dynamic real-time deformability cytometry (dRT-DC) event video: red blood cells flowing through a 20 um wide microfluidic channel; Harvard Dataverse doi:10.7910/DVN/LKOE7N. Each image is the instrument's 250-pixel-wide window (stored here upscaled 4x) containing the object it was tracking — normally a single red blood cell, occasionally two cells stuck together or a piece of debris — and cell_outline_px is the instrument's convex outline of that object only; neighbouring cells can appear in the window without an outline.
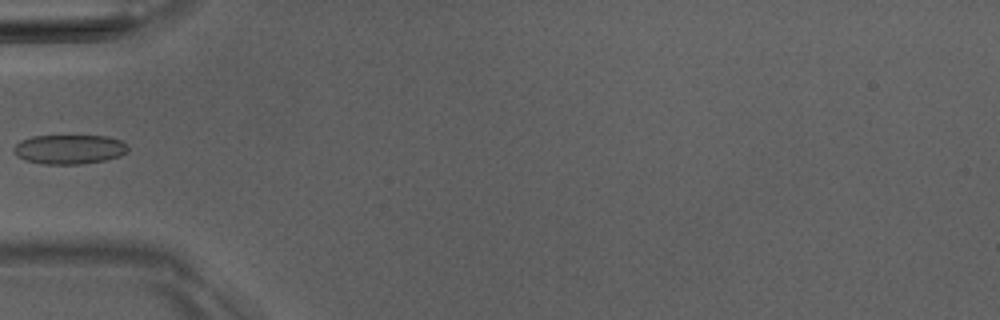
{"species": "Egyptian fruit bat (a non-hibernating species)", "species_latin": "Rousettus aegyptiacus", "temperature_condition": "room temperature", "stored_images_in_passage": 5, "camera_frame_rate_fps": 3000, "um_per_image_px": 0.085, "animal": {"sex": "male"}, "frame": {"image": 1, "passage_image": 5, "time_ms": 5.667, "image_size_px": [1000, 320], "cell_outline_px": [[128, 152], [120, 156], [104, 160], [84, 164], [44, 164], [24, 160], [16, 156], [12, 152], [12, 148], [20, 140], [32, 136], [108, 136], [120, 140], [128, 144]], "centroid_in_image_um": [5.87, 12.69], "position_along_channel_um": 79.1, "area_um2": 19.83}}